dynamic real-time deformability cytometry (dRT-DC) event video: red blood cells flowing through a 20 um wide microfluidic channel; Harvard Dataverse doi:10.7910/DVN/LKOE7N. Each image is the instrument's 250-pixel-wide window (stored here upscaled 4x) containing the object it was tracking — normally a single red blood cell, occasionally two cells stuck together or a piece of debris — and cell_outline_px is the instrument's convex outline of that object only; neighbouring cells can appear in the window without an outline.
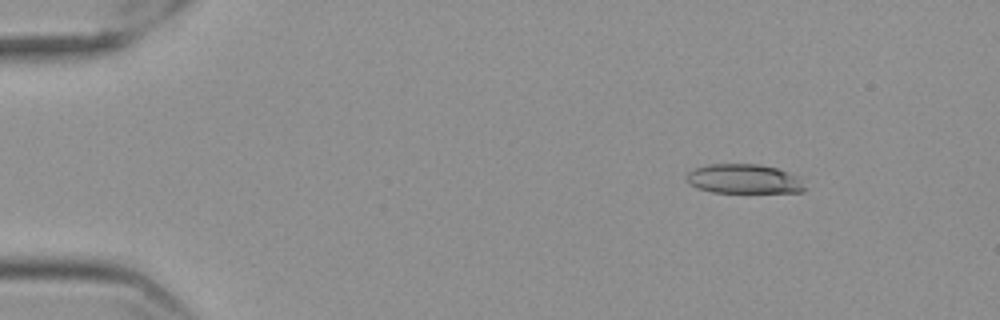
{"species": "Egyptian fruit bat (a non-hibernating species)", "species_latin": "Rousettus aegyptiacus", "temperature_condition": "cold", "stored_images_in_passage": 51, "camera_frame_rate_fps": 3000, "um_per_image_px": 0.085, "frame": {"image": 1, "passage_image": 1, "time_ms": 0.0, "image_size_px": [1000, 320], "cell_outline_px": [[804, 192], [712, 192], [696, 188], [688, 184], [684, 176], [688, 172], [696, 168], [708, 164], [760, 164], [776, 168], [796, 176], [800, 180], [804, 188]], "centroid_in_image_um": [63.15, 15.21], "position_along_channel_um": 21.8, "area_um2": 20.17}}
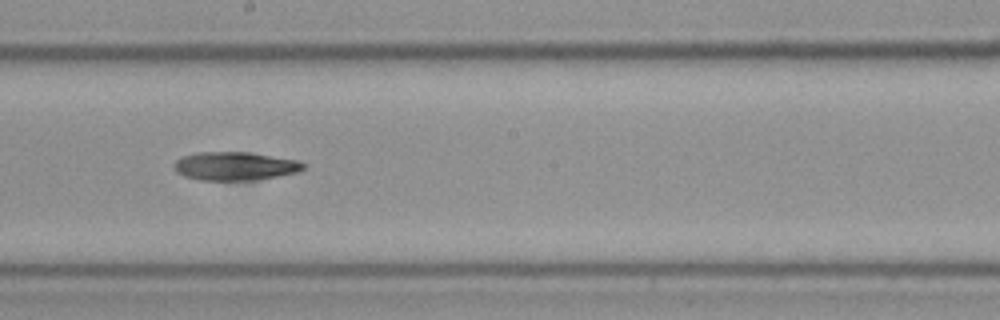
{"frame": {"image": 2, "passage_image": 26, "time_ms": 8.333, "image_size_px": [1000, 320], "cell_outline_px": [[304, 168], [296, 172], [280, 176], [252, 180], [200, 180], [184, 176], [176, 172], [176, 160], [184, 156], [196, 152], [248, 152], [296, 160], [304, 164]], "centroid_in_image_um": [19.96, 14.12], "position_along_channel_um": 228.2, "area_um2": 21.15}}
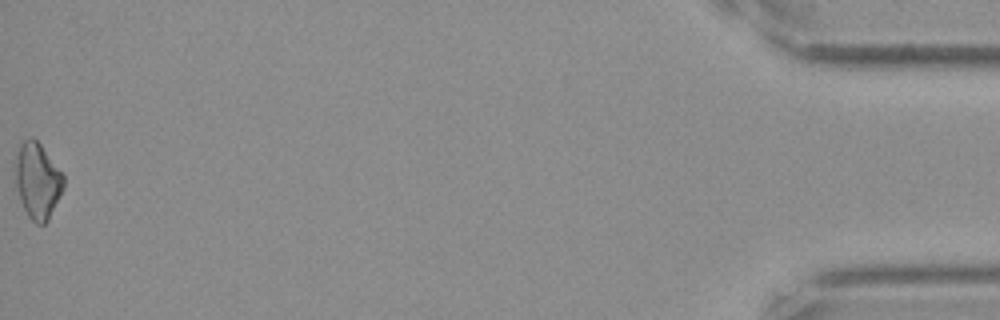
{"frame": {"image": 3, "passage_image": 51, "time_ms": 16.667, "image_size_px": [1000, 320], "cell_outline_px": [[64, 188], [48, 220], [44, 224], [36, 224], [28, 216], [20, 200], [12, 168], [12, 164], [20, 140], [32, 136], [40, 144], [64, 176]], "centroid_in_image_um": [3.13, 15.31], "position_along_channel_um": 432.1, "area_um2": 21.73}, "authors_computed_cell_mechanics": {"area_um2": 20.808, "velocity_mm_per_s": 3.5726, "shape_relaxation_time_tau1_ms": null, "shape_relaxation_time_tau2_ms": 8.6895, "deformation_change_tau1": null, "deformation_change_tau2": 0.2284}}